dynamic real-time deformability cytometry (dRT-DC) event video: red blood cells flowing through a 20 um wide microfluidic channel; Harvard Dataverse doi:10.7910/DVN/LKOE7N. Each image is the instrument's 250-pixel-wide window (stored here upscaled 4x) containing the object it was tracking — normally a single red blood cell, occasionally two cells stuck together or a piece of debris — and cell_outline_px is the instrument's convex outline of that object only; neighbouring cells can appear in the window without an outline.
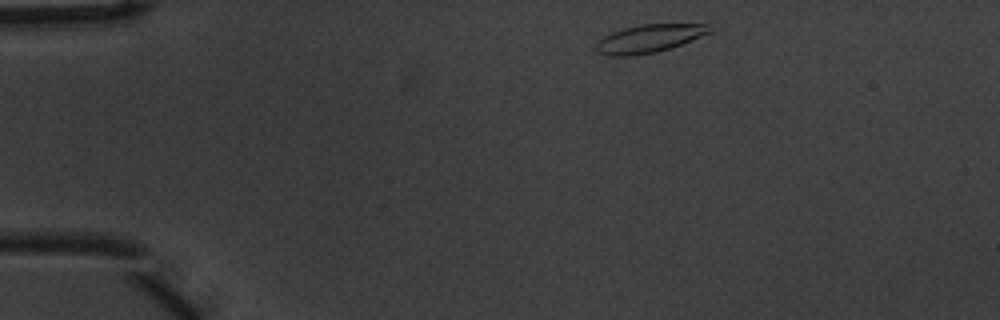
{"species": "common noctule bat (a hibernating species)", "species_latin": "Nyctalus noctula", "temperature_condition": "warm", "stored_images_in_passage": 3, "camera_frame_rate_fps": 3000, "um_per_image_px": 0.085, "animal": {"sex": "male", "body_mass_g": 20.1, "forearm_length_mm": 53.5}, "frame": {"image": 1, "passage_image": 1, "time_ms": 0.0, "image_size_px": [1000, 320], "cell_outline_px": [[712, 32], [672, 48], [656, 52], [632, 56], [608, 56], [596, 52], [596, 44], [604, 36], [612, 32], [624, 28], [640, 24], [708, 24]], "centroid_in_image_um": [55.17, 3.28], "position_along_channel_um": 29.8, "area_um2": 18.61}}